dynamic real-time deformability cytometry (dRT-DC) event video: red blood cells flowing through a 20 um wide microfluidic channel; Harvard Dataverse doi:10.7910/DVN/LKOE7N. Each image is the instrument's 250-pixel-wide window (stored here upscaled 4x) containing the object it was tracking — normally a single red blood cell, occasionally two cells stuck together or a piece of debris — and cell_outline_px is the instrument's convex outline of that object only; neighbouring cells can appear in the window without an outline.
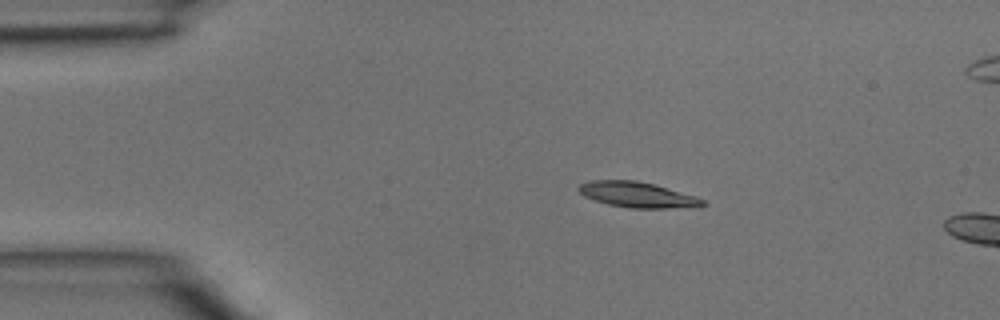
{"species": "common noctule bat (a hibernating species)", "species_latin": "Nyctalus noctula", "temperature_condition": "room temperature", "stored_images_in_passage": 3, "camera_frame_rate_fps": 3000, "um_per_image_px": 0.085, "animal": {"sex": "male", "body_mass_g": 15.6}, "frame": {"image": 1, "passage_image": 2, "time_ms": 0.333, "image_size_px": [1000, 320], "cell_outline_px": [[708, 204], [700, 208], [628, 208], [608, 204], [584, 196], [576, 188], [580, 184], [592, 180], [636, 180], [652, 184], [696, 196], [704, 200]], "centroid_in_image_um": [54.24, 16.57], "position_along_channel_um": 30.8, "area_um2": 18.55}}